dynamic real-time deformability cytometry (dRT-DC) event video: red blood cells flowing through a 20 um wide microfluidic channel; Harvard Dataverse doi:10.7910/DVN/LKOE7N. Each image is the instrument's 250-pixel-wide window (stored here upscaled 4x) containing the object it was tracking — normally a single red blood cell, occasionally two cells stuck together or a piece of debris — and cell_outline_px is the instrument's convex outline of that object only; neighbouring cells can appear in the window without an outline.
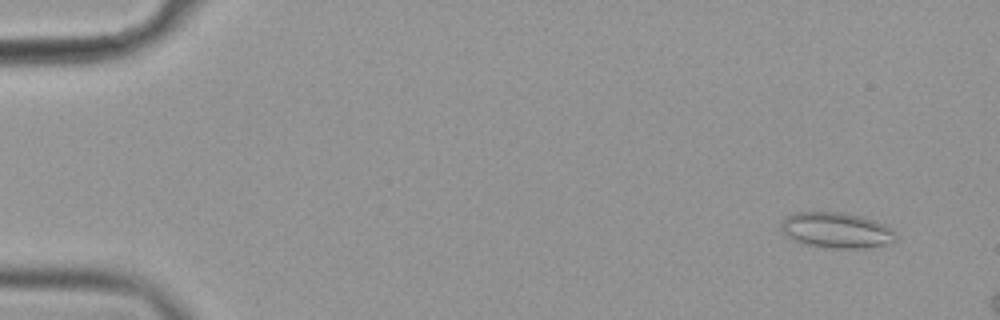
{"species": "common noctule bat (a hibernating species)", "species_latin": "Nyctalus noctula", "temperature_condition": "cold", "stored_images_in_passage": 11, "camera_frame_rate_fps": 3000, "um_per_image_px": 0.085, "animal": {"sex": "female", "body_mass_g": 19.9}, "frame": {"image": 1, "passage_image": 4, "time_ms": 1.0, "image_size_px": [1000, 320], "cell_outline_px": [[896, 240], [884, 244], [868, 248], [832, 248], [804, 244], [788, 236], [780, 228], [780, 220], [784, 216], [792, 212], [844, 212], [860, 216], [884, 224], [896, 232]], "centroid_in_image_um": [71.06, 19.55], "position_along_channel_um": 13.9, "area_um2": 23.87}}